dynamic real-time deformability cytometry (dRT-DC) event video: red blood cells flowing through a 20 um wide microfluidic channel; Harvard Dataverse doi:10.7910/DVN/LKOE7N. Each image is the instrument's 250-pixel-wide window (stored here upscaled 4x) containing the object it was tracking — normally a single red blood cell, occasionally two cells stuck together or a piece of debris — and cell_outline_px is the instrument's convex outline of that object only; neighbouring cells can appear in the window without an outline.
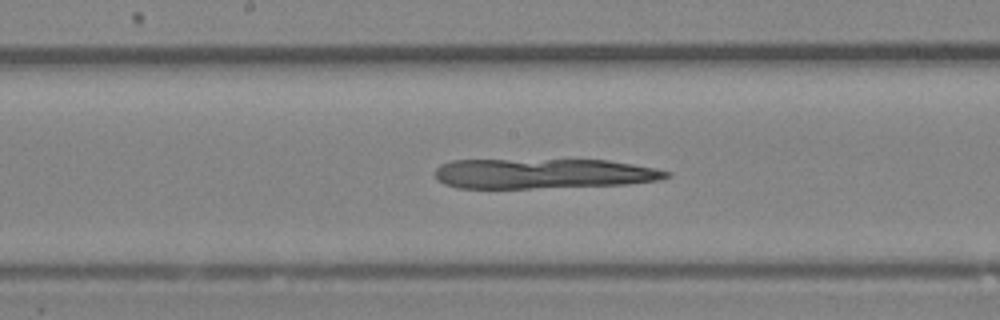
{"species": "Egyptian fruit bat (a non-hibernating species)", "species_latin": "Rousettus aegyptiacus", "temperature_condition": "room temperature", "stored_images_in_passage": 19, "camera_frame_rate_fps": 3000, "um_per_image_px": 0.085, "animal": {"sex": "female"}, "frame": {"image": 1, "passage_image": 18, "time_ms": 5.667, "image_size_px": [1000, 320], "cell_outline_px": [[672, 176], [660, 180], [628, 184], [532, 188], [456, 188], [444, 184], [436, 180], [436, 168], [440, 164], [452, 160], [608, 160], [656, 168], [672, 172]], "centroid_in_image_um": [46.19, 14.76], "position_along_channel_um": 202.0, "area_um2": 40.69}}